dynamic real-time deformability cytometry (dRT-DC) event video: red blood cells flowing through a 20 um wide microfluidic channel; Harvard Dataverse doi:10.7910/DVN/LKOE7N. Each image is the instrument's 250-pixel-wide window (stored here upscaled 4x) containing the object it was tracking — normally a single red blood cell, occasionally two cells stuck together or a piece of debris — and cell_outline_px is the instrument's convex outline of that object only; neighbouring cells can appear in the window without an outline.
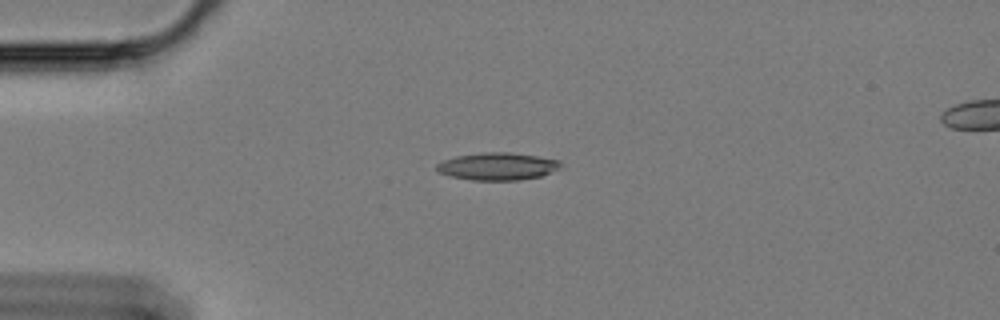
{"species": "Egyptian fruit bat (a non-hibernating species)", "species_latin": "Rousettus aegyptiacus", "temperature_condition": "cold", "stored_images_in_passage": 41, "camera_frame_rate_fps": 3000, "um_per_image_px": 0.085, "animal": {"sex": "female"}, "frame": {"image": 1, "passage_image": 1, "time_ms": 0.0, "image_size_px": [1000, 320], "cell_outline_px": [[564, 168], [540, 176], [516, 180], [472, 180], [448, 176], [440, 172], [436, 168], [436, 164], [444, 160], [456, 156], [484, 152], [508, 152], [536, 156], [560, 160]], "centroid_in_image_um": [42.32, 14.14], "position_along_channel_um": 42.7, "area_um2": 19.88}}
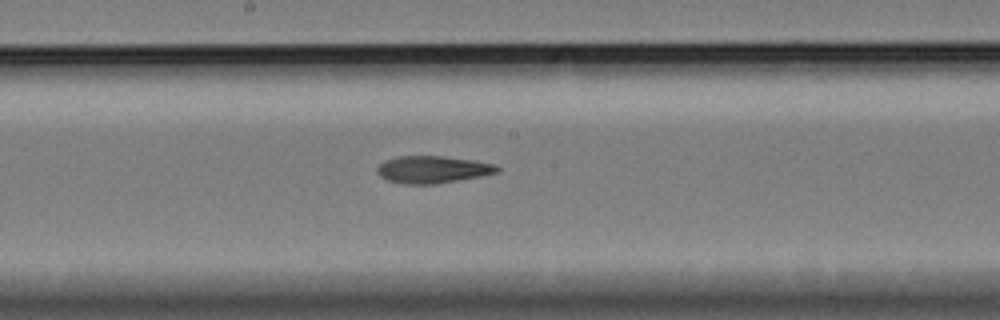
{"frame": {"image": 2, "passage_image": 18, "time_ms": 5.667, "image_size_px": [1000, 320], "cell_outline_px": [[500, 172], [480, 176], [436, 184], [404, 184], [388, 180], [380, 176], [376, 172], [376, 168], [384, 160], [400, 156], [444, 156], [472, 160], [496, 164], [500, 168]], "centroid_in_image_um": [36.77, 14.4], "position_along_channel_um": 211.4, "area_um2": 19.07}}
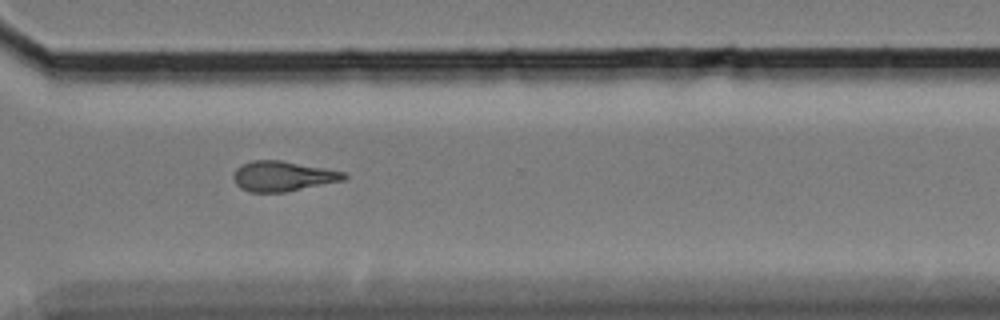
{"frame": {"image": 3, "passage_image": 30, "time_ms": 9.667, "image_size_px": [1000, 320], "cell_outline_px": [[348, 176], [344, 180], [284, 192], [248, 192], [240, 188], [236, 184], [232, 176], [236, 168], [252, 160], [280, 160], [324, 168], [344, 172]], "centroid_in_image_um": [24.0, 14.98], "position_along_channel_um": 346.6, "area_um2": 19.25}, "authors_computed_cell_mechanics": {"area_um2": 18.785, "velocity_mm_per_s": 3.39, "shape_relaxation_time_tau1_ms": null, "shape_relaxation_time_tau2_ms": 6.2764, "deformation_change_tau1": null, "deformation_change_tau2": 0.1679}}